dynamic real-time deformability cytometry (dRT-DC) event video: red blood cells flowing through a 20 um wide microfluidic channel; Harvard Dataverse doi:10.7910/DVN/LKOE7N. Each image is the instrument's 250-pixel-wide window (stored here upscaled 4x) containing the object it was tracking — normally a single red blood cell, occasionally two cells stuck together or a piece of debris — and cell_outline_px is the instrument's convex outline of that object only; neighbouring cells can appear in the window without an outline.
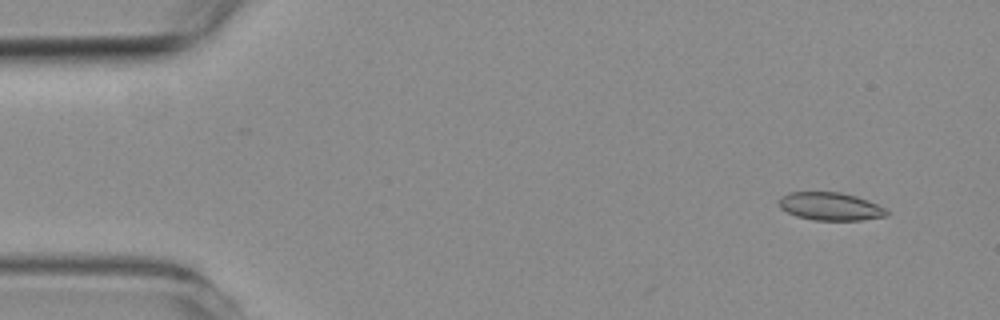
{"species": "common noctule bat (a hibernating species)", "species_latin": "Nyctalus noctula", "temperature_condition": "room temperature", "stored_images_in_passage": 8, "camera_frame_rate_fps": 3000, "um_per_image_px": 0.085, "animal": {"sex": "female", "body_mass_g": 19.3, "forearm_length_mm": 54.1}, "frame": {"image": 1, "passage_image": 2, "time_ms": 1.0, "image_size_px": [1000, 320], "cell_outline_px": [[888, 216], [860, 220], [812, 220], [796, 216], [780, 208], [780, 196], [788, 192], [840, 192], [856, 196], [868, 200], [884, 208], [888, 212]], "centroid_in_image_um": [70.57, 17.54], "position_along_channel_um": 14.4, "area_um2": 17.51}}
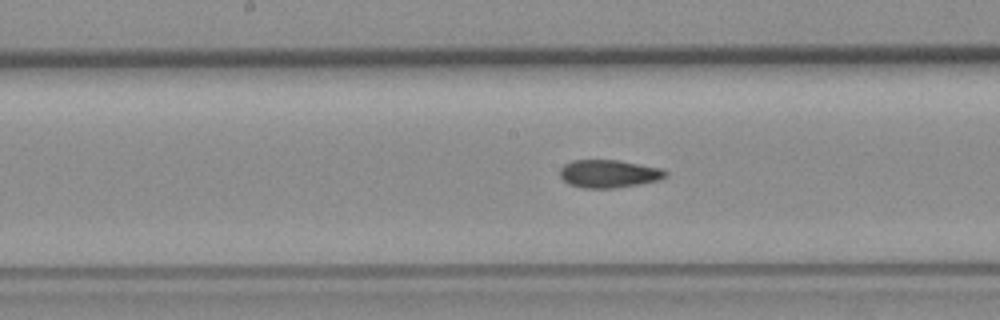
{"frame": {"image": 2, "passage_image": 8, "time_ms": 8.667, "image_size_px": [1000, 320], "cell_outline_px": [[668, 176], [660, 180], [640, 184], [616, 188], [584, 188], [568, 184], [560, 176], [560, 168], [564, 164], [572, 160], [620, 160], [664, 168], [668, 172]], "centroid_in_image_um": [51.8, 14.76], "position_along_channel_um": 196.4, "area_um2": 17.51}}